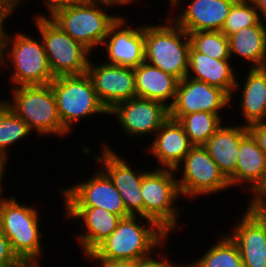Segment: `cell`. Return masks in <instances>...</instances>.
I'll return each mask as SVG.
<instances>
[{
  "mask_svg": "<svg viewBox=\"0 0 266 267\" xmlns=\"http://www.w3.org/2000/svg\"><path fill=\"white\" fill-rule=\"evenodd\" d=\"M174 171L179 175L176 178L182 198H189L190 201L231 188L203 145L192 146Z\"/></svg>",
  "mask_w": 266,
  "mask_h": 267,
  "instance_id": "cell-10",
  "label": "cell"
},
{
  "mask_svg": "<svg viewBox=\"0 0 266 267\" xmlns=\"http://www.w3.org/2000/svg\"><path fill=\"white\" fill-rule=\"evenodd\" d=\"M19 261L11 249L9 239L0 228V267H13Z\"/></svg>",
  "mask_w": 266,
  "mask_h": 267,
  "instance_id": "cell-33",
  "label": "cell"
},
{
  "mask_svg": "<svg viewBox=\"0 0 266 267\" xmlns=\"http://www.w3.org/2000/svg\"><path fill=\"white\" fill-rule=\"evenodd\" d=\"M170 118L177 120L182 125L193 146L204 145L222 123L226 122L218 114L209 112L170 115Z\"/></svg>",
  "mask_w": 266,
  "mask_h": 267,
  "instance_id": "cell-27",
  "label": "cell"
},
{
  "mask_svg": "<svg viewBox=\"0 0 266 267\" xmlns=\"http://www.w3.org/2000/svg\"><path fill=\"white\" fill-rule=\"evenodd\" d=\"M250 0H237L230 8L221 32L227 37L252 26H266Z\"/></svg>",
  "mask_w": 266,
  "mask_h": 267,
  "instance_id": "cell-30",
  "label": "cell"
},
{
  "mask_svg": "<svg viewBox=\"0 0 266 267\" xmlns=\"http://www.w3.org/2000/svg\"><path fill=\"white\" fill-rule=\"evenodd\" d=\"M137 97L151 99L171 107L179 80L144 61L134 68ZM169 101V102H168Z\"/></svg>",
  "mask_w": 266,
  "mask_h": 267,
  "instance_id": "cell-25",
  "label": "cell"
},
{
  "mask_svg": "<svg viewBox=\"0 0 266 267\" xmlns=\"http://www.w3.org/2000/svg\"><path fill=\"white\" fill-rule=\"evenodd\" d=\"M65 221L81 219L82 231L76 235V244L80 246L84 258L88 256L102 241L108 238L117 228L120 216L98 207H64ZM78 219V220H76ZM85 228V229H83Z\"/></svg>",
  "mask_w": 266,
  "mask_h": 267,
  "instance_id": "cell-18",
  "label": "cell"
},
{
  "mask_svg": "<svg viewBox=\"0 0 266 267\" xmlns=\"http://www.w3.org/2000/svg\"><path fill=\"white\" fill-rule=\"evenodd\" d=\"M177 267H199V265L193 260L190 264L187 262V264H179Z\"/></svg>",
  "mask_w": 266,
  "mask_h": 267,
  "instance_id": "cell-46",
  "label": "cell"
},
{
  "mask_svg": "<svg viewBox=\"0 0 266 267\" xmlns=\"http://www.w3.org/2000/svg\"><path fill=\"white\" fill-rule=\"evenodd\" d=\"M8 161L0 155V175H4L6 172ZM5 171V172H4Z\"/></svg>",
  "mask_w": 266,
  "mask_h": 267,
  "instance_id": "cell-44",
  "label": "cell"
},
{
  "mask_svg": "<svg viewBox=\"0 0 266 267\" xmlns=\"http://www.w3.org/2000/svg\"><path fill=\"white\" fill-rule=\"evenodd\" d=\"M50 85L56 98L59 118L69 132L72 133L75 124L86 117L109 116V111L100 102L86 73L55 77Z\"/></svg>",
  "mask_w": 266,
  "mask_h": 267,
  "instance_id": "cell-7",
  "label": "cell"
},
{
  "mask_svg": "<svg viewBox=\"0 0 266 267\" xmlns=\"http://www.w3.org/2000/svg\"><path fill=\"white\" fill-rule=\"evenodd\" d=\"M33 205L21 204L15 196L0 203V228L20 261H40L44 251L40 212Z\"/></svg>",
  "mask_w": 266,
  "mask_h": 267,
  "instance_id": "cell-5",
  "label": "cell"
},
{
  "mask_svg": "<svg viewBox=\"0 0 266 267\" xmlns=\"http://www.w3.org/2000/svg\"><path fill=\"white\" fill-rule=\"evenodd\" d=\"M107 8L110 9L103 5L83 2L57 11L50 19L93 54V51H97L103 44L110 27L120 16H124L118 12L110 14Z\"/></svg>",
  "mask_w": 266,
  "mask_h": 267,
  "instance_id": "cell-8",
  "label": "cell"
},
{
  "mask_svg": "<svg viewBox=\"0 0 266 267\" xmlns=\"http://www.w3.org/2000/svg\"><path fill=\"white\" fill-rule=\"evenodd\" d=\"M228 38L231 59L248 61L250 69L266 67V26L246 27Z\"/></svg>",
  "mask_w": 266,
  "mask_h": 267,
  "instance_id": "cell-26",
  "label": "cell"
},
{
  "mask_svg": "<svg viewBox=\"0 0 266 267\" xmlns=\"http://www.w3.org/2000/svg\"><path fill=\"white\" fill-rule=\"evenodd\" d=\"M231 60L208 57L201 52H197L191 46L189 50L187 77L205 82L210 86L218 87L231 97L236 80L239 78L236 76L239 73L234 69V63Z\"/></svg>",
  "mask_w": 266,
  "mask_h": 267,
  "instance_id": "cell-22",
  "label": "cell"
},
{
  "mask_svg": "<svg viewBox=\"0 0 266 267\" xmlns=\"http://www.w3.org/2000/svg\"><path fill=\"white\" fill-rule=\"evenodd\" d=\"M138 1V0H137ZM84 2L93 3L97 5H103L109 8H116L117 6H128L135 3L134 0H84ZM116 6V7H115Z\"/></svg>",
  "mask_w": 266,
  "mask_h": 267,
  "instance_id": "cell-38",
  "label": "cell"
},
{
  "mask_svg": "<svg viewBox=\"0 0 266 267\" xmlns=\"http://www.w3.org/2000/svg\"><path fill=\"white\" fill-rule=\"evenodd\" d=\"M227 232L236 242L244 267H266V235L260 224L245 210Z\"/></svg>",
  "mask_w": 266,
  "mask_h": 267,
  "instance_id": "cell-23",
  "label": "cell"
},
{
  "mask_svg": "<svg viewBox=\"0 0 266 267\" xmlns=\"http://www.w3.org/2000/svg\"><path fill=\"white\" fill-rule=\"evenodd\" d=\"M170 237L154 221L131 215L122 218L111 235L86 256V259L142 260L153 254L158 247L162 251Z\"/></svg>",
  "mask_w": 266,
  "mask_h": 267,
  "instance_id": "cell-2",
  "label": "cell"
},
{
  "mask_svg": "<svg viewBox=\"0 0 266 267\" xmlns=\"http://www.w3.org/2000/svg\"><path fill=\"white\" fill-rule=\"evenodd\" d=\"M191 46L214 59H231L229 38L221 31H198L189 33Z\"/></svg>",
  "mask_w": 266,
  "mask_h": 267,
  "instance_id": "cell-31",
  "label": "cell"
},
{
  "mask_svg": "<svg viewBox=\"0 0 266 267\" xmlns=\"http://www.w3.org/2000/svg\"><path fill=\"white\" fill-rule=\"evenodd\" d=\"M84 155H92L100 168L113 181L115 188L122 197L127 212L132 216L143 217V197L141 193L143 175L147 172L145 167L136 171L124 156L118 155L116 150L103 143L100 153H92L87 146H81ZM146 170V171H145Z\"/></svg>",
  "mask_w": 266,
  "mask_h": 267,
  "instance_id": "cell-11",
  "label": "cell"
},
{
  "mask_svg": "<svg viewBox=\"0 0 266 267\" xmlns=\"http://www.w3.org/2000/svg\"><path fill=\"white\" fill-rule=\"evenodd\" d=\"M163 20L165 23L144 24L145 61L180 81L188 74L189 34L169 13Z\"/></svg>",
  "mask_w": 266,
  "mask_h": 267,
  "instance_id": "cell-3",
  "label": "cell"
},
{
  "mask_svg": "<svg viewBox=\"0 0 266 267\" xmlns=\"http://www.w3.org/2000/svg\"><path fill=\"white\" fill-rule=\"evenodd\" d=\"M13 267H42L40 261H19Z\"/></svg>",
  "mask_w": 266,
  "mask_h": 267,
  "instance_id": "cell-42",
  "label": "cell"
},
{
  "mask_svg": "<svg viewBox=\"0 0 266 267\" xmlns=\"http://www.w3.org/2000/svg\"><path fill=\"white\" fill-rule=\"evenodd\" d=\"M64 207H98L121 218L131 216L109 176L99 168L86 181L60 188Z\"/></svg>",
  "mask_w": 266,
  "mask_h": 267,
  "instance_id": "cell-12",
  "label": "cell"
},
{
  "mask_svg": "<svg viewBox=\"0 0 266 267\" xmlns=\"http://www.w3.org/2000/svg\"><path fill=\"white\" fill-rule=\"evenodd\" d=\"M15 10L5 1L0 0V27L5 24L6 18L9 19V16H13Z\"/></svg>",
  "mask_w": 266,
  "mask_h": 267,
  "instance_id": "cell-39",
  "label": "cell"
},
{
  "mask_svg": "<svg viewBox=\"0 0 266 267\" xmlns=\"http://www.w3.org/2000/svg\"><path fill=\"white\" fill-rule=\"evenodd\" d=\"M248 126L244 124L226 123L216 130V132L203 145L212 159L217 164L220 172L229 181L230 187H236V164L240 140L248 133Z\"/></svg>",
  "mask_w": 266,
  "mask_h": 267,
  "instance_id": "cell-20",
  "label": "cell"
},
{
  "mask_svg": "<svg viewBox=\"0 0 266 267\" xmlns=\"http://www.w3.org/2000/svg\"><path fill=\"white\" fill-rule=\"evenodd\" d=\"M248 131L253 135L258 146L266 155V121L249 125Z\"/></svg>",
  "mask_w": 266,
  "mask_h": 267,
  "instance_id": "cell-36",
  "label": "cell"
},
{
  "mask_svg": "<svg viewBox=\"0 0 266 267\" xmlns=\"http://www.w3.org/2000/svg\"><path fill=\"white\" fill-rule=\"evenodd\" d=\"M265 178L266 155L258 146L253 135L248 132L240 140L236 164V187L239 186L241 189L243 188L242 190L247 189L251 196Z\"/></svg>",
  "mask_w": 266,
  "mask_h": 267,
  "instance_id": "cell-24",
  "label": "cell"
},
{
  "mask_svg": "<svg viewBox=\"0 0 266 267\" xmlns=\"http://www.w3.org/2000/svg\"><path fill=\"white\" fill-rule=\"evenodd\" d=\"M250 1L253 3L260 17L266 22V0H250Z\"/></svg>",
  "mask_w": 266,
  "mask_h": 267,
  "instance_id": "cell-41",
  "label": "cell"
},
{
  "mask_svg": "<svg viewBox=\"0 0 266 267\" xmlns=\"http://www.w3.org/2000/svg\"><path fill=\"white\" fill-rule=\"evenodd\" d=\"M236 1L188 0L189 3L187 2V5L184 6L183 4L182 6V0H173L169 4V10H171L169 16L188 34L198 31H221L230 8ZM181 7L184 9L179 11Z\"/></svg>",
  "mask_w": 266,
  "mask_h": 267,
  "instance_id": "cell-17",
  "label": "cell"
},
{
  "mask_svg": "<svg viewBox=\"0 0 266 267\" xmlns=\"http://www.w3.org/2000/svg\"><path fill=\"white\" fill-rule=\"evenodd\" d=\"M42 2L43 7L46 8L48 13L45 14V12H35L33 16L34 18H50L57 11L83 3L84 0H43Z\"/></svg>",
  "mask_w": 266,
  "mask_h": 267,
  "instance_id": "cell-32",
  "label": "cell"
},
{
  "mask_svg": "<svg viewBox=\"0 0 266 267\" xmlns=\"http://www.w3.org/2000/svg\"><path fill=\"white\" fill-rule=\"evenodd\" d=\"M228 106V107H227ZM232 107L231 97L222 89L189 77L178 82L170 115H188L196 112L218 114L226 120L222 110ZM225 118V119H224Z\"/></svg>",
  "mask_w": 266,
  "mask_h": 267,
  "instance_id": "cell-16",
  "label": "cell"
},
{
  "mask_svg": "<svg viewBox=\"0 0 266 267\" xmlns=\"http://www.w3.org/2000/svg\"><path fill=\"white\" fill-rule=\"evenodd\" d=\"M15 11L20 6H23L25 0H5Z\"/></svg>",
  "mask_w": 266,
  "mask_h": 267,
  "instance_id": "cell-43",
  "label": "cell"
},
{
  "mask_svg": "<svg viewBox=\"0 0 266 267\" xmlns=\"http://www.w3.org/2000/svg\"><path fill=\"white\" fill-rule=\"evenodd\" d=\"M3 179H4V175H0V203H1V201L6 197V195H5V194L3 195V193H2V192L4 191V190H3V188H4V187H3V186H4V185H3V182H4ZM1 195H3V196H1Z\"/></svg>",
  "mask_w": 266,
  "mask_h": 267,
  "instance_id": "cell-45",
  "label": "cell"
},
{
  "mask_svg": "<svg viewBox=\"0 0 266 267\" xmlns=\"http://www.w3.org/2000/svg\"><path fill=\"white\" fill-rule=\"evenodd\" d=\"M152 138L146 151L158 162L155 168L175 170L193 146L182 125L170 117Z\"/></svg>",
  "mask_w": 266,
  "mask_h": 267,
  "instance_id": "cell-19",
  "label": "cell"
},
{
  "mask_svg": "<svg viewBox=\"0 0 266 267\" xmlns=\"http://www.w3.org/2000/svg\"><path fill=\"white\" fill-rule=\"evenodd\" d=\"M246 202L248 205L245 210L260 224L266 235V201Z\"/></svg>",
  "mask_w": 266,
  "mask_h": 267,
  "instance_id": "cell-35",
  "label": "cell"
},
{
  "mask_svg": "<svg viewBox=\"0 0 266 267\" xmlns=\"http://www.w3.org/2000/svg\"><path fill=\"white\" fill-rule=\"evenodd\" d=\"M32 19L40 34L53 76L85 74L92 53L50 18Z\"/></svg>",
  "mask_w": 266,
  "mask_h": 267,
  "instance_id": "cell-9",
  "label": "cell"
},
{
  "mask_svg": "<svg viewBox=\"0 0 266 267\" xmlns=\"http://www.w3.org/2000/svg\"><path fill=\"white\" fill-rule=\"evenodd\" d=\"M176 177L173 169L148 168L141 186L143 217L154 221L168 235L176 233L182 212L177 206L182 196Z\"/></svg>",
  "mask_w": 266,
  "mask_h": 267,
  "instance_id": "cell-6",
  "label": "cell"
},
{
  "mask_svg": "<svg viewBox=\"0 0 266 267\" xmlns=\"http://www.w3.org/2000/svg\"><path fill=\"white\" fill-rule=\"evenodd\" d=\"M226 234L218 236L213 246L194 260L199 267H244L236 242Z\"/></svg>",
  "mask_w": 266,
  "mask_h": 267,
  "instance_id": "cell-28",
  "label": "cell"
},
{
  "mask_svg": "<svg viewBox=\"0 0 266 267\" xmlns=\"http://www.w3.org/2000/svg\"><path fill=\"white\" fill-rule=\"evenodd\" d=\"M38 36L35 39L20 30L11 35L5 24L0 27V70H8L11 64L10 88L47 85L54 80L41 37Z\"/></svg>",
  "mask_w": 266,
  "mask_h": 267,
  "instance_id": "cell-1",
  "label": "cell"
},
{
  "mask_svg": "<svg viewBox=\"0 0 266 267\" xmlns=\"http://www.w3.org/2000/svg\"><path fill=\"white\" fill-rule=\"evenodd\" d=\"M249 201H266V178L259 188L249 197Z\"/></svg>",
  "mask_w": 266,
  "mask_h": 267,
  "instance_id": "cell-40",
  "label": "cell"
},
{
  "mask_svg": "<svg viewBox=\"0 0 266 267\" xmlns=\"http://www.w3.org/2000/svg\"><path fill=\"white\" fill-rule=\"evenodd\" d=\"M9 90L12 97L2 98V101L32 132H37V135L44 138L51 135L65 138L69 135L59 118L56 98L50 84L18 86Z\"/></svg>",
  "mask_w": 266,
  "mask_h": 267,
  "instance_id": "cell-4",
  "label": "cell"
},
{
  "mask_svg": "<svg viewBox=\"0 0 266 267\" xmlns=\"http://www.w3.org/2000/svg\"><path fill=\"white\" fill-rule=\"evenodd\" d=\"M86 74L108 111L122 101L137 97L134 68L108 64L104 60L94 63L91 55Z\"/></svg>",
  "mask_w": 266,
  "mask_h": 267,
  "instance_id": "cell-14",
  "label": "cell"
},
{
  "mask_svg": "<svg viewBox=\"0 0 266 267\" xmlns=\"http://www.w3.org/2000/svg\"><path fill=\"white\" fill-rule=\"evenodd\" d=\"M159 252V248L157 251L153 252V255L145 257L142 260H139L138 267H177L178 262L176 263L173 260L171 261L167 255H163V253ZM156 253V254H154ZM162 254V255H161Z\"/></svg>",
  "mask_w": 266,
  "mask_h": 267,
  "instance_id": "cell-34",
  "label": "cell"
},
{
  "mask_svg": "<svg viewBox=\"0 0 266 267\" xmlns=\"http://www.w3.org/2000/svg\"><path fill=\"white\" fill-rule=\"evenodd\" d=\"M115 118L128 138L153 135L170 117V109L165 104L140 97H135L116 104L109 116Z\"/></svg>",
  "mask_w": 266,
  "mask_h": 267,
  "instance_id": "cell-13",
  "label": "cell"
},
{
  "mask_svg": "<svg viewBox=\"0 0 266 267\" xmlns=\"http://www.w3.org/2000/svg\"><path fill=\"white\" fill-rule=\"evenodd\" d=\"M28 125L18 117L3 101L0 103V155L9 161L8 149L15 143L30 137Z\"/></svg>",
  "mask_w": 266,
  "mask_h": 267,
  "instance_id": "cell-29",
  "label": "cell"
},
{
  "mask_svg": "<svg viewBox=\"0 0 266 267\" xmlns=\"http://www.w3.org/2000/svg\"><path fill=\"white\" fill-rule=\"evenodd\" d=\"M247 69L245 70V72L247 71L246 76L242 81L243 84L236 80L231 96L232 104L236 93L239 92V89L241 90L239 113L244 119L245 126L266 121V67Z\"/></svg>",
  "mask_w": 266,
  "mask_h": 267,
  "instance_id": "cell-21",
  "label": "cell"
},
{
  "mask_svg": "<svg viewBox=\"0 0 266 267\" xmlns=\"http://www.w3.org/2000/svg\"><path fill=\"white\" fill-rule=\"evenodd\" d=\"M126 20L125 16H120L110 27L100 52L105 48L102 52L107 56L105 63L136 68L145 61L144 24L134 26Z\"/></svg>",
  "mask_w": 266,
  "mask_h": 267,
  "instance_id": "cell-15",
  "label": "cell"
},
{
  "mask_svg": "<svg viewBox=\"0 0 266 267\" xmlns=\"http://www.w3.org/2000/svg\"><path fill=\"white\" fill-rule=\"evenodd\" d=\"M100 267H138L139 260L135 259H88Z\"/></svg>",
  "mask_w": 266,
  "mask_h": 267,
  "instance_id": "cell-37",
  "label": "cell"
}]
</instances>
